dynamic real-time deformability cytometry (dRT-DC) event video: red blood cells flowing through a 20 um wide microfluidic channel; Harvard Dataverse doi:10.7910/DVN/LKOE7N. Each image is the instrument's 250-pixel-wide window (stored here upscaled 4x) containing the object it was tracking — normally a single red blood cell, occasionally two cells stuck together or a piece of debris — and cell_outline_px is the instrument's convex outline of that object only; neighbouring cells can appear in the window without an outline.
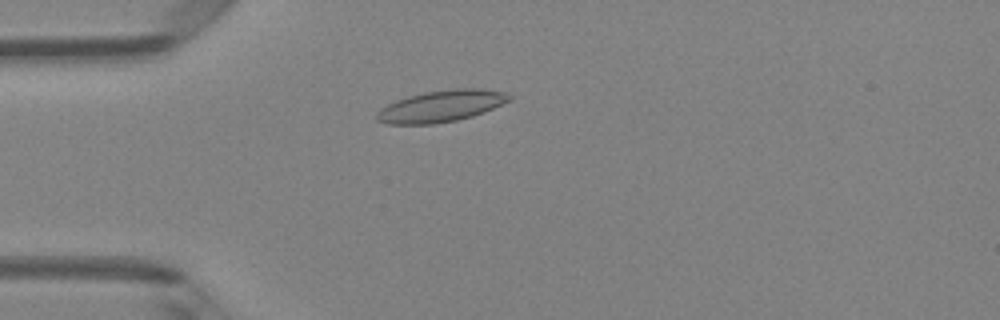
{"species": "Egyptian fruit bat (a non-hibernating species)", "species_latin": "Rousettus aegyptiacus", "temperature_condition": "room temperature", "stored_images_in_passage": 1, "camera_frame_rate_fps": 3000, "um_per_image_px": 0.085, "animal": {"sex": "female"}, "frame": {"image": 1, "passage_image": 1, "time_ms": 0.0, "image_size_px": [1000, 320], "cell_outline_px": [[512, 100], [484, 112], [472, 116], [456, 120], [432, 124], [388, 124], [376, 120], [376, 112], [380, 108], [396, 100], [408, 96], [424, 92], [452, 88], [480, 88], [504, 92], [512, 96]], "centroid_in_image_um": [37.5, 9.01], "position_along_channel_um": 47.5, "area_um2": 24.51}}